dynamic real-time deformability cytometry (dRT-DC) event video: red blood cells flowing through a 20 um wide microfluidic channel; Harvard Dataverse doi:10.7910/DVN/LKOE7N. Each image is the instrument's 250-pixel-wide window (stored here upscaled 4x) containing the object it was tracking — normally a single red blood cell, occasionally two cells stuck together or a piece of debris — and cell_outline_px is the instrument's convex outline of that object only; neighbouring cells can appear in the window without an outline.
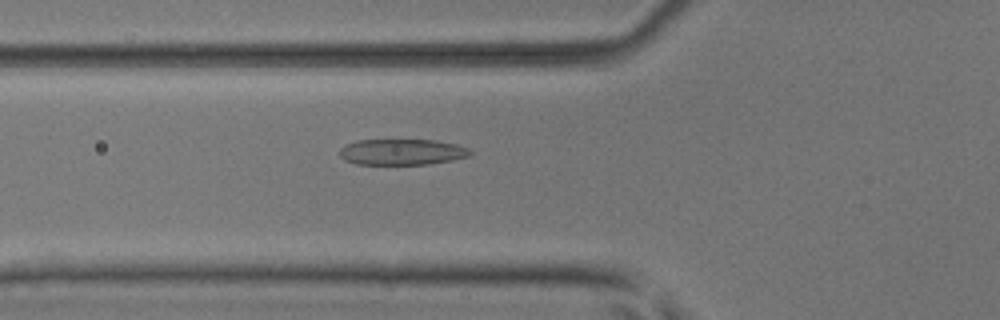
{"species": "common noctule bat (a hibernating species)", "species_latin": "Nyctalus noctula", "temperature_condition": "room temperature", "stored_images_in_passage": 51, "camera_frame_rate_fps": 3000, "um_per_image_px": 0.085, "animal": {"sex": "male", "body_mass_g": 17.9, "forearm_length_mm": 54.2}, "frame": {"image": 1, "passage_image": 19, "time_ms": 6.0, "image_size_px": [1000, 320], "cell_outline_px": [[472, 156], [452, 160], [428, 164], [356, 164], [344, 160], [340, 156], [340, 148], [356, 140], [436, 140], [456, 144], [468, 148], [472, 152]], "centroid_in_image_um": [34.19, 12.92], "position_along_channel_um": 91.6, "area_um2": 19.77}}
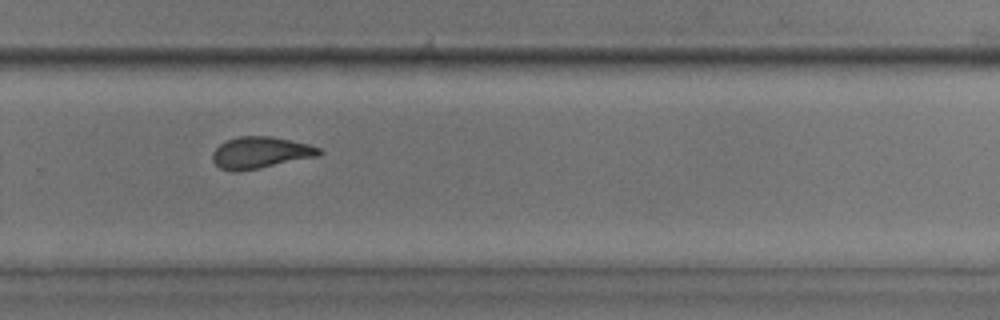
{"frame": {"image": 2, "passage_image": 35, "time_ms": 11.333, "image_size_px": [1000, 320], "cell_outline_px": [[324, 152], [320, 156], [236, 172], [232, 172], [220, 168], [212, 160], [212, 152], [220, 144], [228, 140], [240, 136], [272, 136], [308, 144], [320, 148]], "centroid_in_image_um": [22.15, 12.97], "position_along_channel_um": 307.7, "area_um2": 19.59}}
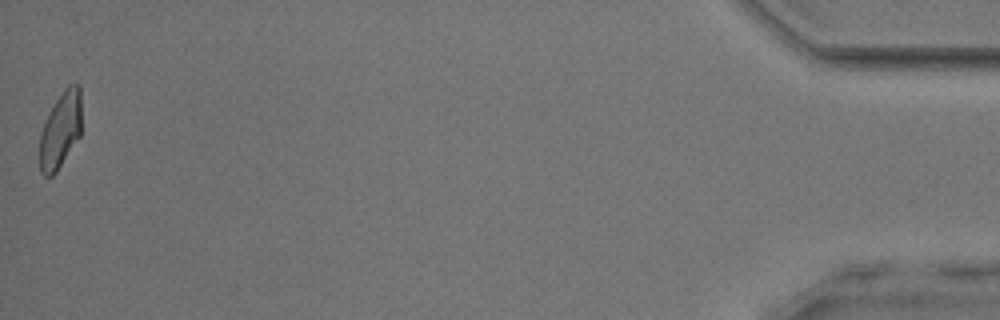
{"frame": {"image": 3, "passage_image": 51, "time_ms": 16.667, "image_size_px": [1000, 320], "cell_outline_px": [[80, 136], [56, 172], [52, 176], [44, 176], [40, 172], [40, 132], [56, 100], [64, 88], [68, 84], [80, 84]], "centroid_in_image_um": [5.14, 11.06], "position_along_channel_um": 430.1, "area_um2": 18.32}, "authors_computed_cell_mechanics": {"area_um2": 20.0566, "velocity_mm_per_s": 4.0507, "shape_relaxation_time_tau1_ms": 7.204, "shape_relaxation_time_tau2_ms": 1.4909, "deformation_change_tau1": 0.209, "deformation_change_tau2": 0.0895}}